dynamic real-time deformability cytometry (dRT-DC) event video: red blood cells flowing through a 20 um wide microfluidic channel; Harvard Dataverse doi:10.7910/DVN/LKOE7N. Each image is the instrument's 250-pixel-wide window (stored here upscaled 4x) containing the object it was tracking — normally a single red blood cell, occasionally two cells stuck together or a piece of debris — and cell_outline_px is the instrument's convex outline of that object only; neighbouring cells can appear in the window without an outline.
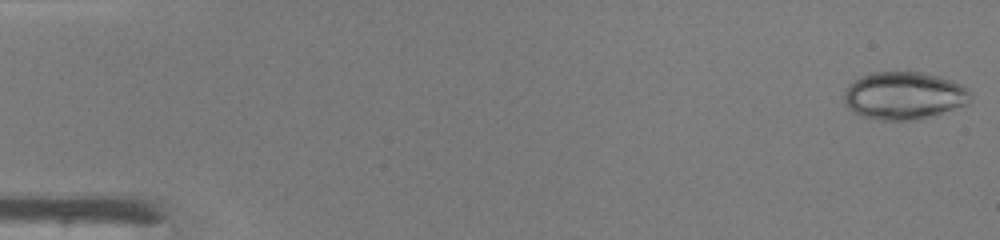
{"species": "common noctule bat (a hibernating species)", "species_latin": "Nyctalus noctula", "temperature_condition": "warm", "stored_images_in_passage": 48, "camera_frame_rate_fps": 3000, "um_per_image_px": 0.085, "animal": {"sex": "male", "body_mass_g": 19.0, "forearm_length_mm": 50.8}, "frame": {"image": 1, "passage_image": 1, "time_ms": 0.0, "image_size_px": [1000, 240], "cell_outline_px": [[972, 96], [964, 104], [920, 120], [880, 120], [860, 116], [852, 112], [844, 104], [844, 92], [848, 84], [860, 76], [872, 72], [920, 72], [952, 80], [968, 88], [972, 92]], "centroid_in_image_um": [76.78, 8.13], "position_along_channel_um": 8.2, "area_um2": 35.2}}
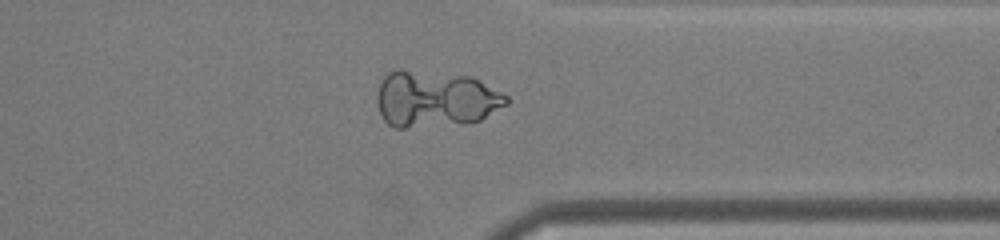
{"frame": {"image": 2, "passage_image": 37, "time_ms": 12.0, "image_size_px": [1000, 240], "cell_outline_px": [[508, 104], [480, 120], [404, 128], [396, 128], [388, 124], [384, 120], [376, 104], [376, 96], [380, 80], [388, 72], [400, 68], [468, 76], [508, 96]], "centroid_in_image_um": [36.92, 8.39], "position_along_channel_um": 374.5, "area_um2": 42.19}}